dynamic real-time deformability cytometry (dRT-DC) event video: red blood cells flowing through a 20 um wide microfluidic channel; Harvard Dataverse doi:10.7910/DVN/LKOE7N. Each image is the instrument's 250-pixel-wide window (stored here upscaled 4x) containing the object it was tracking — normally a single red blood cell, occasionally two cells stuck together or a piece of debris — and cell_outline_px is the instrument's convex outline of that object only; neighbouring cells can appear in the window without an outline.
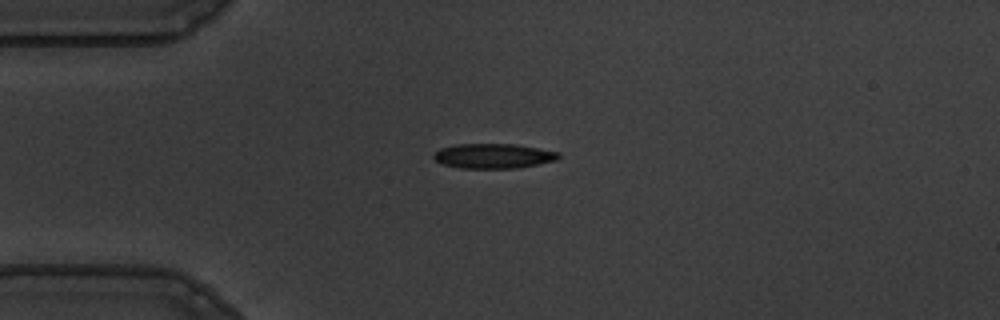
{"species": "common noctule bat (a hibernating species)", "species_latin": "Nyctalus noctula", "temperature_condition": "warm", "stored_images_in_passage": 11, "camera_frame_rate_fps": 3000, "um_per_image_px": 0.085, "animal": {"sex": "male", "body_mass_g": 19.5, "forearm_length_mm": 54.6}, "frame": {"image": 1, "passage_image": 1, "time_ms": 0.0, "image_size_px": [1000, 320], "cell_outline_px": [[560, 156], [556, 160], [516, 168], [460, 168], [440, 164], [432, 156], [440, 148], [456, 144], [516, 144], [560, 152]], "centroid_in_image_um": [41.91, 13.25], "position_along_channel_um": 43.1, "area_um2": 18.03}}